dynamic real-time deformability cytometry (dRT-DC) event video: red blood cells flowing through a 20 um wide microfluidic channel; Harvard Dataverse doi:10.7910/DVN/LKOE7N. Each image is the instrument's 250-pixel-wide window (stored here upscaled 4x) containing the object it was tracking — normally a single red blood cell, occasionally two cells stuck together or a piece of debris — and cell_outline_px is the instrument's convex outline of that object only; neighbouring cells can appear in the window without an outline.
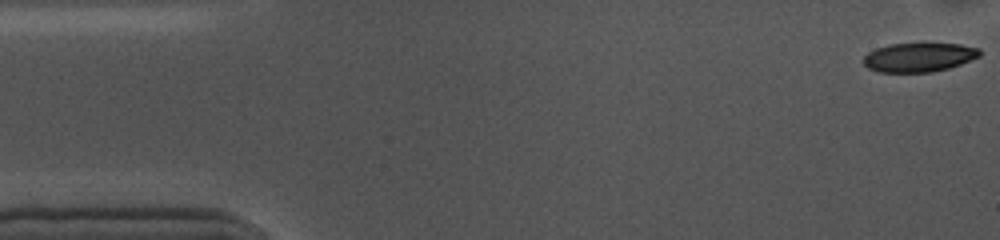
{"species": "common noctule bat (a hibernating species)", "species_latin": "Nyctalus noctula", "temperature_condition": "cold", "stored_images_in_passage": 55, "camera_frame_rate_fps": 3000, "um_per_image_px": 0.085, "animal": {"sex": "female", "body_mass_g": 10.0, "forearm_length_mm": 53.1}, "frame": {"image": 1, "passage_image": 1, "time_ms": 0.0, "image_size_px": [1000, 240], "cell_outline_px": [[980, 56], [960, 64], [948, 68], [932, 72], [880, 72], [868, 68], [864, 64], [864, 56], [868, 52], [876, 48], [888, 44], [920, 40], [960, 44], [980, 48]], "centroid_in_image_um": [78.12, 4.81], "position_along_channel_um": 6.9, "area_um2": 20.58}}
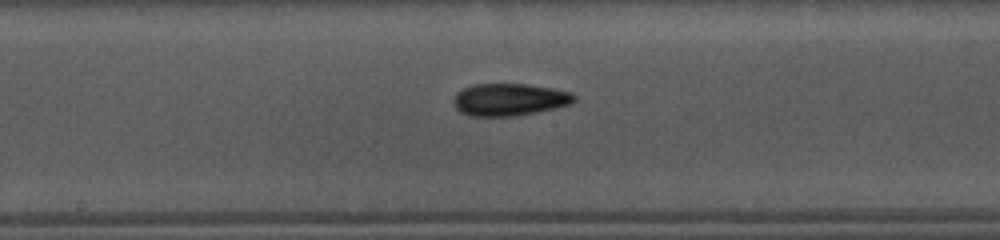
{"frame": {"image": 2, "passage_image": 27, "time_ms": 8.667, "image_size_px": [1000, 240], "cell_outline_px": [[576, 100], [568, 104], [556, 108], [536, 112], [512, 116], [472, 116], [460, 112], [452, 104], [452, 100], [456, 92], [472, 84], [524, 84], [552, 88], [572, 92], [576, 96]], "centroid_in_image_um": [43.27, 8.46], "position_along_channel_um": 204.9, "area_um2": 22.77}}
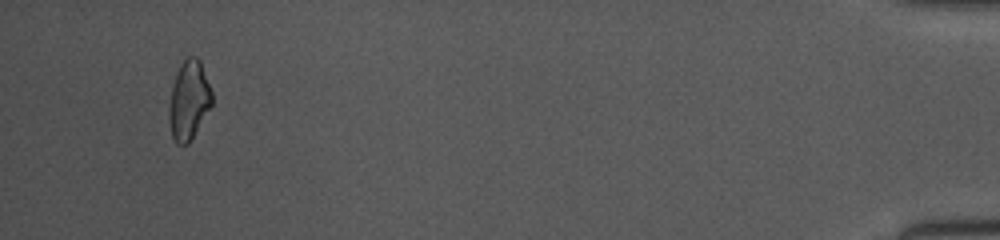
{"frame": {"image": 3, "passage_image": 52, "time_ms": 17.0, "image_size_px": [1000, 240], "cell_outline_px": [[212, 104], [188, 144], [176, 144], [172, 136], [168, 120], [168, 108], [172, 84], [176, 72], [180, 64], [188, 56], [196, 56], [200, 60], [212, 92]], "centroid_in_image_um": [16.03, 8.5], "position_along_channel_um": 419.2, "area_um2": 19.77}, "authors_computed_cell_mechanics": {"area_um2": 20.8658, "velocity_mm_per_s": 3.5775, "shape_relaxation_time_tau1_ms": 5.9881, "shape_relaxation_time_tau2_ms": 8.3238, "deformation_change_tau1": 0.1374, "deformation_change_tau2": 0.1431}}